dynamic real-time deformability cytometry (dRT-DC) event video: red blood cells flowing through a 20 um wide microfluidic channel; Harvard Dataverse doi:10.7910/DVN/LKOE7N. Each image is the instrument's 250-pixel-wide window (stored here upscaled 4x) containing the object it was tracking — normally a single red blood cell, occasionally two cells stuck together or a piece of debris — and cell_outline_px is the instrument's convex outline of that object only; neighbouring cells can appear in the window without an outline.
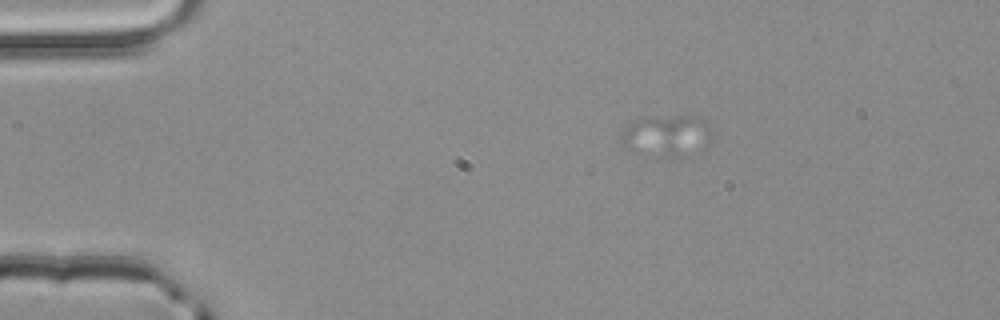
{"species": "common noctule bat (a hibernating species)", "species_latin": "Nyctalus noctula", "temperature_condition": "room temperature", "stored_images_in_passage": 4, "camera_frame_rate_fps": 3000, "um_per_image_px": 0.085, "animal": {"sex": "male", "body_mass_g": 20.4}, "frame": {"image": 1, "passage_image": 3, "time_ms": 0.667, "image_size_px": [1000, 320], "cell_outline_px": [[712, 140], [680, 156], [652, 160], [632, 152], [624, 148], [620, 144], [620, 132], [636, 116], [696, 116], [704, 120], [712, 128]], "centroid_in_image_um": [56.52, 11.54], "position_along_channel_um": 28.5, "area_um2": 23.0}}
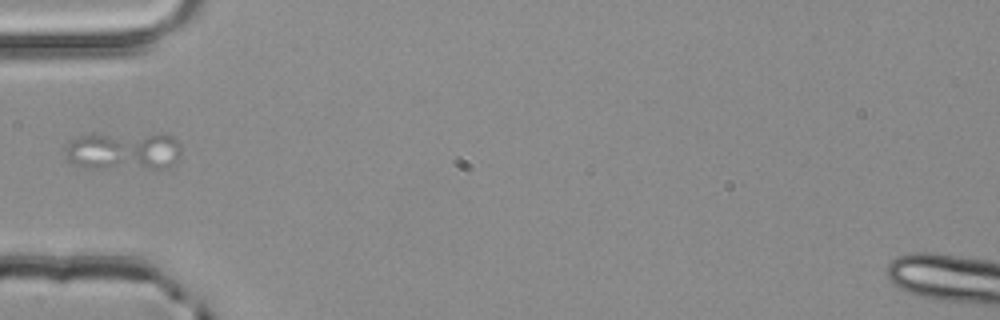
{"frame": {"image": 2, "passage_image": 4, "time_ms": 1.0, "image_size_px": [1000, 320], "cell_outline_px": [[180, 152], [176, 160], [168, 168], [84, 168], [72, 164], [64, 156], [68, 144], [72, 140], [80, 136], [160, 132], [176, 136], [180, 144]], "centroid_in_image_um": [10.55, 12.82], "position_along_channel_um": 74.4, "area_um2": 26.18}}